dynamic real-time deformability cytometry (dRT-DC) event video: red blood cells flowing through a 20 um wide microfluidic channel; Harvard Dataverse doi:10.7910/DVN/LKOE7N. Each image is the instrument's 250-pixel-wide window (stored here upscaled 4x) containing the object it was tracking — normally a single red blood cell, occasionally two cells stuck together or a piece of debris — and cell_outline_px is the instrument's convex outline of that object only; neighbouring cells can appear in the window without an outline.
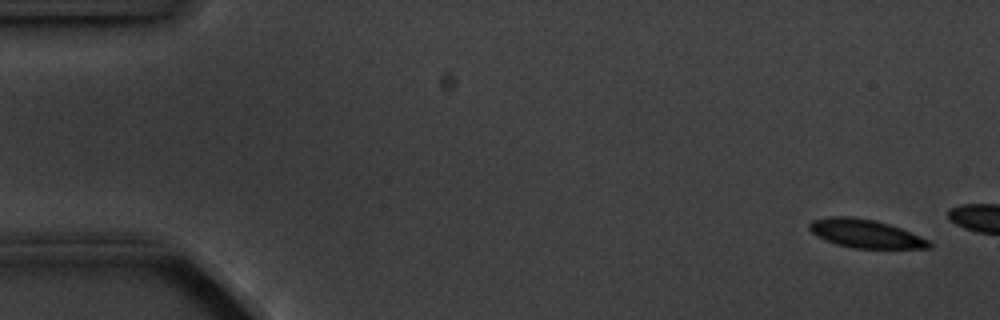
{"species": "common noctule bat (a hibernating species)", "species_latin": "Nyctalus noctula", "temperature_condition": "cold", "stored_images_in_passage": 4, "camera_frame_rate_fps": 3000, "um_per_image_px": 0.085, "animal": {"sex": "male", "body_mass_g": 20.1, "forearm_length_mm": 53.5}, "frame": {"image": 1, "passage_image": 1, "time_ms": 0.0, "image_size_px": [1000, 320], "cell_outline_px": [[932, 248], [852, 248], [836, 244], [824, 240], [816, 236], [808, 228], [808, 224], [812, 220], [828, 216], [852, 216], [876, 220], [900, 228], [920, 236], [928, 240], [932, 244]], "centroid_in_image_um": [73.52, 19.85], "position_along_channel_um": 11.5, "area_um2": 19.94}}